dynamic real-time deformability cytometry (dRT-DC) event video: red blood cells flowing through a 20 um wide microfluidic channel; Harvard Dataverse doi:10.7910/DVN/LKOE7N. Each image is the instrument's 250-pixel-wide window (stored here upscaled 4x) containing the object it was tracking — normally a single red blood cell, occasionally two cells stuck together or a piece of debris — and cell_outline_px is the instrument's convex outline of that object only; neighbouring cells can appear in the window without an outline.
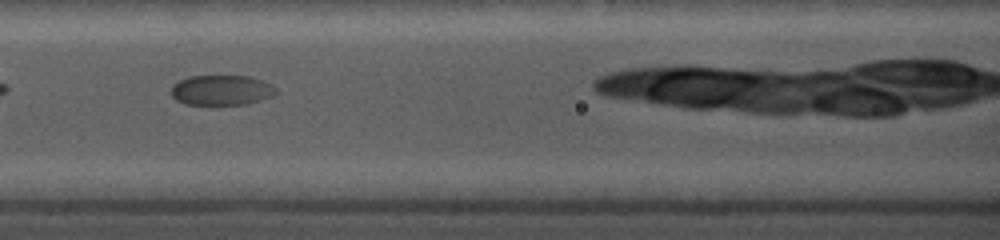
{"species": "common noctule bat (a hibernating species)", "species_latin": "Nyctalus noctula", "temperature_condition": "cold", "stored_images_in_passage": 11, "camera_frame_rate_fps": 5000, "um_per_image_px": 0.085, "animal": {"sex": "female", "body_mass_g": 19.0, "forearm_length_mm": 56.7}, "frame": {"image": 1, "passage_image": 4, "time_ms": 2.2, "image_size_px": [1000, 240], "cell_outline_px": [[276, 92], [272, 96], [248, 104], [184, 104], [176, 100], [172, 96], [172, 84], [188, 76], [248, 76], [272, 84], [276, 88]], "centroid_in_image_um": [18.81, 7.66], "position_along_channel_um": 147.8, "area_um2": 18.32}}
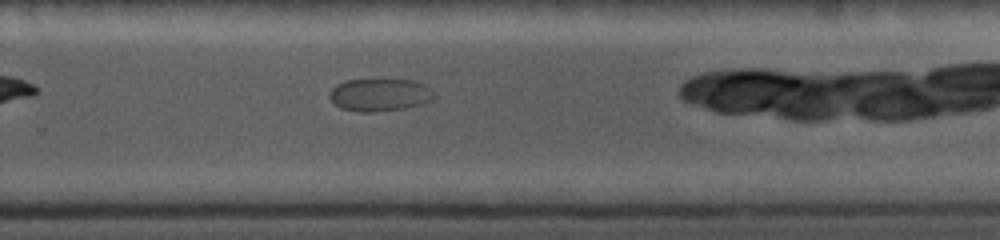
{"frame": {"image": 2, "passage_image": 10, "time_ms": 6.4, "image_size_px": [1000, 240], "cell_outline_px": [[436, 96], [432, 100], [420, 104], [404, 108], [372, 112], [360, 112], [340, 108], [328, 96], [328, 92], [336, 84], [348, 80], [380, 76], [412, 80], [424, 84]], "centroid_in_image_um": [32.25, 8.0], "position_along_channel_um": 297.6, "area_um2": 20.63}}